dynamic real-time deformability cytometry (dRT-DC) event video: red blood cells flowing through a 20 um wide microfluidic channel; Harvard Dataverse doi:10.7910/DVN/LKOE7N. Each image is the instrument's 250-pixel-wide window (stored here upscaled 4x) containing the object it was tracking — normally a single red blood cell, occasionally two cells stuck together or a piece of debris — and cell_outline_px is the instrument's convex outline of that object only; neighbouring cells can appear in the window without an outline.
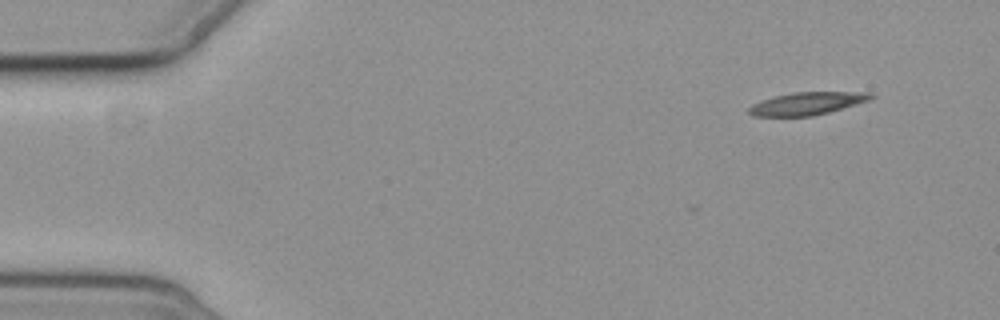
{"species": "common noctule bat (a hibernating species)", "species_latin": "Nyctalus noctula", "temperature_condition": "cold", "stored_images_in_passage": 6, "camera_frame_rate_fps": 3000, "um_per_image_px": 0.085, "animal": {"sex": "female", "body_mass_g": 19.3, "forearm_length_mm": 54.1}, "frame": {"image": 1, "passage_image": 1, "time_ms": 0.0, "image_size_px": [1000, 320], "cell_outline_px": [[876, 96], [868, 100], [828, 112], [812, 116], [752, 116], [748, 112], [748, 108], [752, 104], [776, 96], [792, 92], [872, 92]], "centroid_in_image_um": [68.6, 8.79], "position_along_channel_um": 16.4, "area_um2": 15.9}}
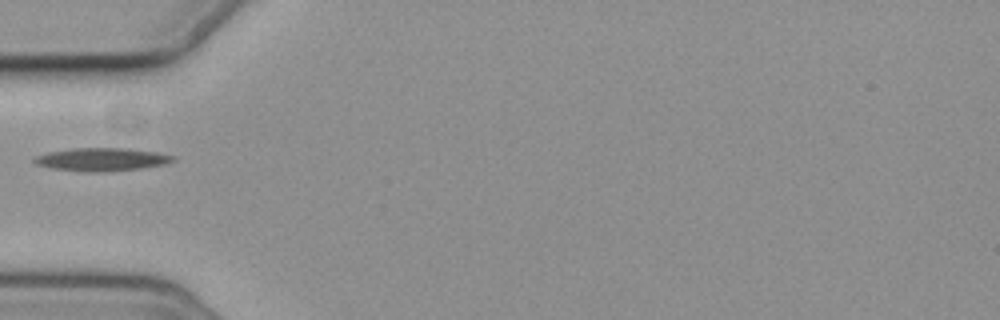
{"frame": {"image": 2, "passage_image": 5, "time_ms": 4.667, "image_size_px": [1000, 320], "cell_outline_px": [[176, 160], [164, 164], [140, 168], [104, 172], [84, 172], [52, 168], [36, 164], [32, 160], [36, 156], [48, 152], [72, 148], [128, 148], [156, 152], [176, 156]], "centroid_in_image_um": [8.65, 13.55], "position_along_channel_um": 76.4, "area_um2": 18.67}}
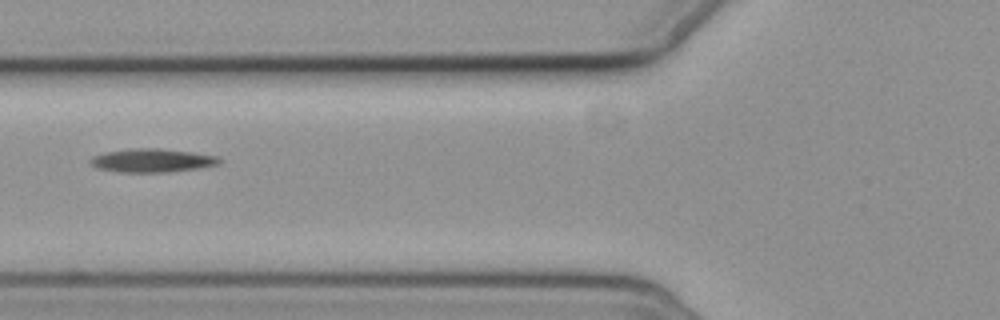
{"frame": {"image": 3, "passage_image": 6, "time_ms": 5.667, "image_size_px": [1000, 320], "cell_outline_px": [[224, 160], [220, 164], [196, 168], [164, 172], [116, 172], [96, 168], [88, 160], [92, 156], [104, 152], [132, 148], [160, 148], [192, 152], [220, 156]], "centroid_in_image_um": [12.93, 13.63], "position_along_channel_um": 112.9, "area_um2": 17.86}}